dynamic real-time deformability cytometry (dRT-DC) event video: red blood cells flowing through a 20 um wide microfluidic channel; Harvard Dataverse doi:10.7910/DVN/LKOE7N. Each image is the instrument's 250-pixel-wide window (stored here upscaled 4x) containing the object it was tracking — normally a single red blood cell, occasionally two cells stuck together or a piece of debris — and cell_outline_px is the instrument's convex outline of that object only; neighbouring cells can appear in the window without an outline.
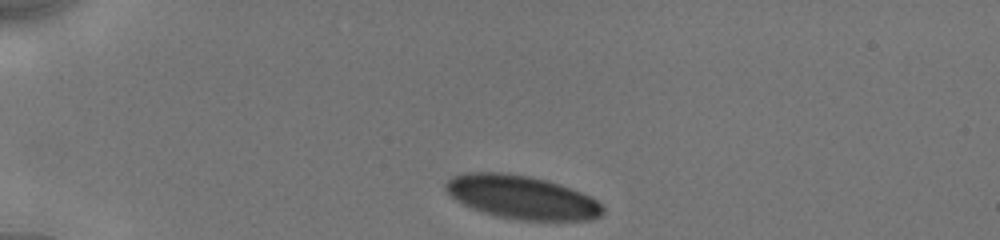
{"species": "human", "species_latin": "Homo sapiens", "temperature_condition": "cold", "stored_images_in_passage": 12, "camera_frame_rate_fps": 3000, "um_per_image_px": 0.085, "donor": {"sex": "male"}, "frame": {"image": 1, "passage_image": 1, "time_ms": 0.0, "image_size_px": [1000, 240], "cell_outline_px": [[604, 212], [600, 216], [592, 220], [520, 220], [500, 216], [484, 212], [472, 208], [456, 200], [444, 188], [444, 184], [452, 176], [464, 172], [500, 172], [528, 176], [548, 180], [560, 184], [580, 192], [604, 204]], "centroid_in_image_um": [44.36, 16.76], "position_along_channel_um": 40.6, "area_um2": 39.65}}
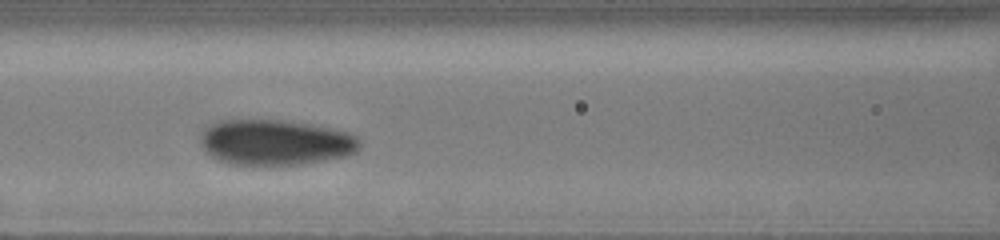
{"frame": {"image": 2, "passage_image": 6, "time_ms": 4.0, "image_size_px": [1000, 240], "cell_outline_px": [[360, 148], [356, 152], [348, 156], [304, 164], [228, 164], [216, 160], [204, 152], [200, 144], [200, 132], [208, 124], [216, 120], [284, 120], [312, 124], [332, 128], [348, 132], [356, 136], [360, 140]], "centroid_in_image_um": [23.37, 12.09], "position_along_channel_um": 143.2, "area_um2": 42.95}}
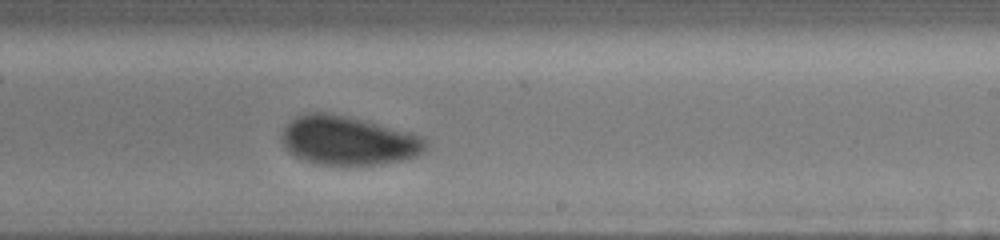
{"frame": {"image": 3, "passage_image": 12, "time_ms": 7.0, "image_size_px": [1000, 240], "cell_outline_px": [[428, 144], [424, 152], [416, 156], [400, 160], [380, 164], [316, 164], [304, 160], [288, 152], [280, 140], [280, 136], [284, 128], [296, 116], [308, 112], [324, 112], [348, 116], [364, 120], [420, 136], [428, 140]], "centroid_in_image_um": [29.56, 11.94], "position_along_channel_um": 259.4, "area_um2": 40.81}}